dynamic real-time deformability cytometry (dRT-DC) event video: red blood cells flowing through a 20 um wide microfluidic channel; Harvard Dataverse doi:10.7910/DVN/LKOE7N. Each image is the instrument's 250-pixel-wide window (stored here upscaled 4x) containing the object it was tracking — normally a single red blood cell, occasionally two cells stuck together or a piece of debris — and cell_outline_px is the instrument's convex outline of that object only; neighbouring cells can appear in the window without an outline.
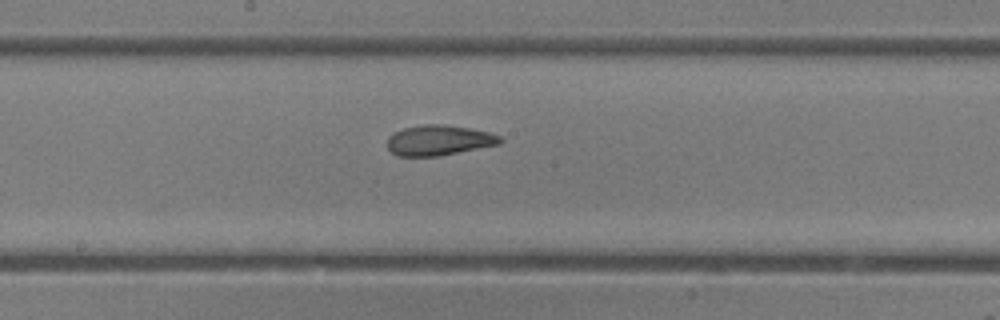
{"species": "common noctule bat (a hibernating species)", "species_latin": "Nyctalus noctula", "temperature_condition": "room temperature", "stored_images_in_passage": 7, "camera_frame_rate_fps": 3000, "um_per_image_px": 0.085, "animal": {"sex": "female"}, "frame": {"image": 1, "passage_image": 7, "time_ms": 7.667, "image_size_px": [1000, 320], "cell_outline_px": [[504, 140], [500, 144], [440, 156], [396, 156], [388, 148], [388, 136], [404, 128], [424, 124], [444, 124], [468, 128], [488, 132], [500, 136]], "centroid_in_image_um": [37.32, 11.93], "position_along_channel_um": 210.9, "area_um2": 19.88}}